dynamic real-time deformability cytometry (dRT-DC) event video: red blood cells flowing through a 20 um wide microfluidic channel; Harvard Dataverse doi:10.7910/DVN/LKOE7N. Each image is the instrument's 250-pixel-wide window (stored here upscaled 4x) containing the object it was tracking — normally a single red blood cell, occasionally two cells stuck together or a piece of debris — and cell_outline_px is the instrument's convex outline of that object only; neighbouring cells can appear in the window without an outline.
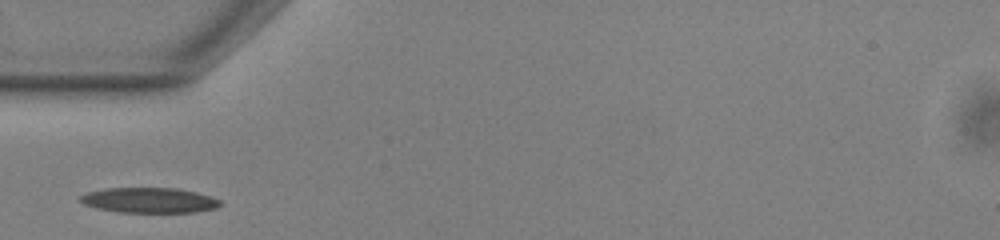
{"species": "common noctule bat (a hibernating species)", "species_latin": "Nyctalus noctula", "temperature_condition": "warm", "stored_images_in_passage": 27, "camera_frame_rate_fps": 3000, "um_per_image_px": 0.085, "animal": {"sex": "male", "body_mass_g": 13.0, "forearm_length_mm": 53.1}, "frame": {"image": 1, "passage_image": 1, "time_ms": 0.0, "image_size_px": [1000, 240], "cell_outline_px": [[220, 204], [216, 208], [196, 212], [120, 212], [96, 208], [84, 204], [80, 200], [80, 196], [88, 192], [104, 188], [176, 188], [196, 192], [212, 196], [220, 200]], "centroid_in_image_um": [12.69, 17.02], "position_along_channel_um": 72.3, "area_um2": 20.52}}
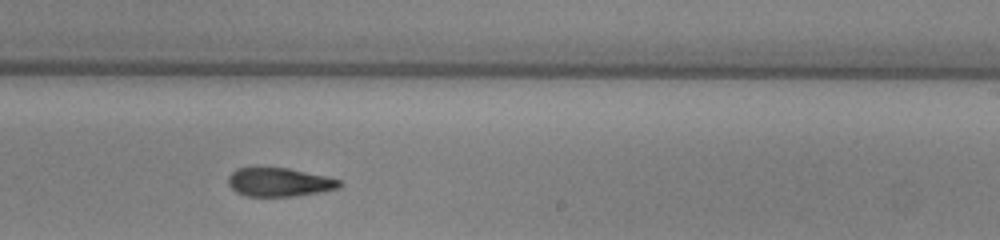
{"frame": {"image": 2, "passage_image": 16, "time_ms": 5.0, "image_size_px": [1000, 240], "cell_outline_px": [[344, 184], [340, 188], [320, 192], [296, 196], [248, 196], [236, 192], [228, 184], [228, 176], [236, 168], [256, 164], [288, 168], [328, 176], [340, 180]], "centroid_in_image_um": [23.72, 15.43], "position_along_channel_um": 265.3, "area_um2": 19.42}}
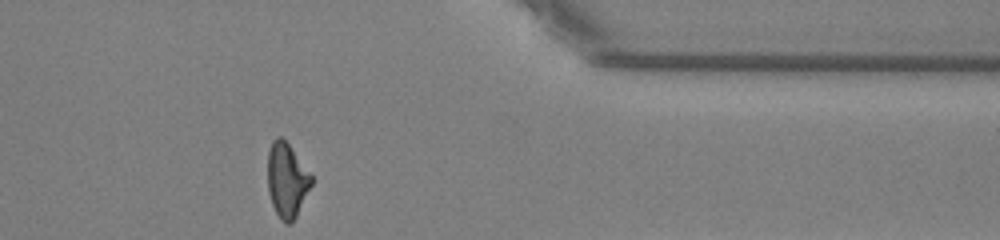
{"frame": {"image": 3, "passage_image": 27, "time_ms": 8.667, "image_size_px": [1000, 240], "cell_outline_px": [[312, 184], [292, 224], [284, 224], [280, 220], [272, 204], [268, 192], [268, 152], [272, 140], [276, 136], [280, 136], [288, 144], [312, 176]], "centroid_in_image_um": [24.37, 15.34], "position_along_channel_um": 387.0, "area_um2": 18.84}}